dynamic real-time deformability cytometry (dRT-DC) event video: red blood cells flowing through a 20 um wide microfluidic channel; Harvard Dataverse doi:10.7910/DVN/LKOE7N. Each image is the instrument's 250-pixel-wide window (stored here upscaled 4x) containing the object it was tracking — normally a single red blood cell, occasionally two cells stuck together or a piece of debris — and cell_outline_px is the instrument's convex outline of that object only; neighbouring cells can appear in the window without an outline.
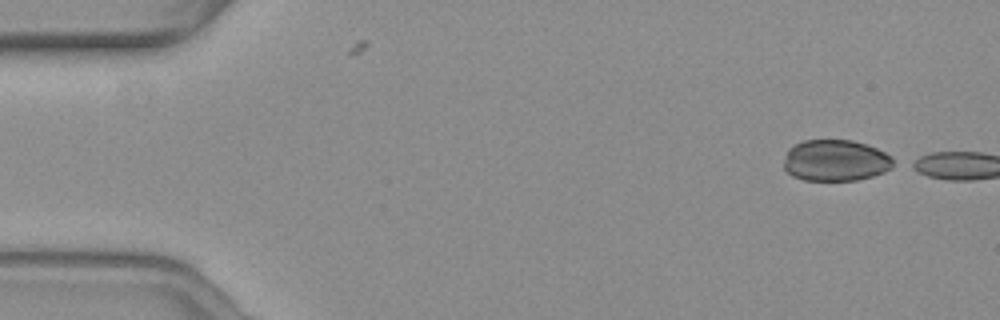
{"species": "common noctule bat (a hibernating species)", "species_latin": "Nyctalus noctula", "temperature_condition": "warm", "stored_images_in_passage": 2, "camera_frame_rate_fps": 3000, "um_per_image_px": 0.085, "animal": {"sex": "female", "body_mass_g": 19.3, "forearm_length_mm": 54.1}, "frame": {"image": 1, "passage_image": 2, "time_ms": 0.333, "image_size_px": [1000, 320], "cell_outline_px": [[900, 164], [884, 172], [872, 176], [856, 180], [804, 180], [792, 176], [784, 168], [784, 160], [788, 148], [804, 140], [852, 140], [876, 148], [892, 156]], "centroid_in_image_um": [71.07, 13.64], "position_along_channel_um": 13.9, "area_um2": 26.65}}